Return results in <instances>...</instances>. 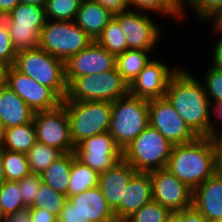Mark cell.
Here are the masks:
<instances>
[{
    "mask_svg": "<svg viewBox=\"0 0 222 222\" xmlns=\"http://www.w3.org/2000/svg\"><path fill=\"white\" fill-rule=\"evenodd\" d=\"M200 81L180 67L171 77L165 97L198 137L214 138L222 132L215 128L216 121L212 123V105Z\"/></svg>",
    "mask_w": 222,
    "mask_h": 222,
    "instance_id": "obj_1",
    "label": "cell"
},
{
    "mask_svg": "<svg viewBox=\"0 0 222 222\" xmlns=\"http://www.w3.org/2000/svg\"><path fill=\"white\" fill-rule=\"evenodd\" d=\"M166 168L193 191L215 173L212 138L174 145Z\"/></svg>",
    "mask_w": 222,
    "mask_h": 222,
    "instance_id": "obj_2",
    "label": "cell"
},
{
    "mask_svg": "<svg viewBox=\"0 0 222 222\" xmlns=\"http://www.w3.org/2000/svg\"><path fill=\"white\" fill-rule=\"evenodd\" d=\"M148 126V100L128 93L111 102L108 132L122 150L126 149Z\"/></svg>",
    "mask_w": 222,
    "mask_h": 222,
    "instance_id": "obj_3",
    "label": "cell"
},
{
    "mask_svg": "<svg viewBox=\"0 0 222 222\" xmlns=\"http://www.w3.org/2000/svg\"><path fill=\"white\" fill-rule=\"evenodd\" d=\"M13 67L41 85L51 88L62 100L67 96L65 62L41 48L17 52Z\"/></svg>",
    "mask_w": 222,
    "mask_h": 222,
    "instance_id": "obj_4",
    "label": "cell"
},
{
    "mask_svg": "<svg viewBox=\"0 0 222 222\" xmlns=\"http://www.w3.org/2000/svg\"><path fill=\"white\" fill-rule=\"evenodd\" d=\"M62 105L66 108L74 146L86 138L108 132L111 102L62 101Z\"/></svg>",
    "mask_w": 222,
    "mask_h": 222,
    "instance_id": "obj_5",
    "label": "cell"
},
{
    "mask_svg": "<svg viewBox=\"0 0 222 222\" xmlns=\"http://www.w3.org/2000/svg\"><path fill=\"white\" fill-rule=\"evenodd\" d=\"M173 144L150 125L123 150V158L137 171L166 168Z\"/></svg>",
    "mask_w": 222,
    "mask_h": 222,
    "instance_id": "obj_6",
    "label": "cell"
},
{
    "mask_svg": "<svg viewBox=\"0 0 222 222\" xmlns=\"http://www.w3.org/2000/svg\"><path fill=\"white\" fill-rule=\"evenodd\" d=\"M129 93V85L115 67L112 70L75 78L68 85L63 101H105L115 100Z\"/></svg>",
    "mask_w": 222,
    "mask_h": 222,
    "instance_id": "obj_7",
    "label": "cell"
},
{
    "mask_svg": "<svg viewBox=\"0 0 222 222\" xmlns=\"http://www.w3.org/2000/svg\"><path fill=\"white\" fill-rule=\"evenodd\" d=\"M91 42L93 39L75 21L46 20L38 47L65 62Z\"/></svg>",
    "mask_w": 222,
    "mask_h": 222,
    "instance_id": "obj_8",
    "label": "cell"
},
{
    "mask_svg": "<svg viewBox=\"0 0 222 222\" xmlns=\"http://www.w3.org/2000/svg\"><path fill=\"white\" fill-rule=\"evenodd\" d=\"M10 36L16 52L38 48L40 31L45 25V7L18 4L11 11Z\"/></svg>",
    "mask_w": 222,
    "mask_h": 222,
    "instance_id": "obj_9",
    "label": "cell"
},
{
    "mask_svg": "<svg viewBox=\"0 0 222 222\" xmlns=\"http://www.w3.org/2000/svg\"><path fill=\"white\" fill-rule=\"evenodd\" d=\"M148 112L149 125L173 145L189 143L198 137L166 97L149 100Z\"/></svg>",
    "mask_w": 222,
    "mask_h": 222,
    "instance_id": "obj_10",
    "label": "cell"
},
{
    "mask_svg": "<svg viewBox=\"0 0 222 222\" xmlns=\"http://www.w3.org/2000/svg\"><path fill=\"white\" fill-rule=\"evenodd\" d=\"M33 122L38 142L57 148L62 153L75 151L66 108L62 104L53 110L34 112Z\"/></svg>",
    "mask_w": 222,
    "mask_h": 222,
    "instance_id": "obj_11",
    "label": "cell"
},
{
    "mask_svg": "<svg viewBox=\"0 0 222 222\" xmlns=\"http://www.w3.org/2000/svg\"><path fill=\"white\" fill-rule=\"evenodd\" d=\"M149 13L127 10L114 14L124 32L128 49L153 50L163 32Z\"/></svg>",
    "mask_w": 222,
    "mask_h": 222,
    "instance_id": "obj_12",
    "label": "cell"
},
{
    "mask_svg": "<svg viewBox=\"0 0 222 222\" xmlns=\"http://www.w3.org/2000/svg\"><path fill=\"white\" fill-rule=\"evenodd\" d=\"M76 158L84 165L104 172L123 158V150L109 132L86 138L75 146Z\"/></svg>",
    "mask_w": 222,
    "mask_h": 222,
    "instance_id": "obj_13",
    "label": "cell"
},
{
    "mask_svg": "<svg viewBox=\"0 0 222 222\" xmlns=\"http://www.w3.org/2000/svg\"><path fill=\"white\" fill-rule=\"evenodd\" d=\"M6 85L34 112L53 110L63 101L51 88L41 85L13 66L8 68Z\"/></svg>",
    "mask_w": 222,
    "mask_h": 222,
    "instance_id": "obj_14",
    "label": "cell"
},
{
    "mask_svg": "<svg viewBox=\"0 0 222 222\" xmlns=\"http://www.w3.org/2000/svg\"><path fill=\"white\" fill-rule=\"evenodd\" d=\"M149 173L153 201L158 202L170 211H181L192 207L193 191L167 168Z\"/></svg>",
    "mask_w": 222,
    "mask_h": 222,
    "instance_id": "obj_15",
    "label": "cell"
},
{
    "mask_svg": "<svg viewBox=\"0 0 222 222\" xmlns=\"http://www.w3.org/2000/svg\"><path fill=\"white\" fill-rule=\"evenodd\" d=\"M116 57L95 40L65 61V79L69 85L75 78L100 74L115 68Z\"/></svg>",
    "mask_w": 222,
    "mask_h": 222,
    "instance_id": "obj_16",
    "label": "cell"
},
{
    "mask_svg": "<svg viewBox=\"0 0 222 222\" xmlns=\"http://www.w3.org/2000/svg\"><path fill=\"white\" fill-rule=\"evenodd\" d=\"M173 68V69H172ZM169 67L159 60H151L129 84V94L145 100L165 97L171 77L179 67Z\"/></svg>",
    "mask_w": 222,
    "mask_h": 222,
    "instance_id": "obj_17",
    "label": "cell"
},
{
    "mask_svg": "<svg viewBox=\"0 0 222 222\" xmlns=\"http://www.w3.org/2000/svg\"><path fill=\"white\" fill-rule=\"evenodd\" d=\"M152 200L150 173L136 172L129 180L122 200L113 209V214L117 222H124Z\"/></svg>",
    "mask_w": 222,
    "mask_h": 222,
    "instance_id": "obj_18",
    "label": "cell"
},
{
    "mask_svg": "<svg viewBox=\"0 0 222 222\" xmlns=\"http://www.w3.org/2000/svg\"><path fill=\"white\" fill-rule=\"evenodd\" d=\"M192 206L210 222H222V176L214 173L193 190Z\"/></svg>",
    "mask_w": 222,
    "mask_h": 222,
    "instance_id": "obj_19",
    "label": "cell"
},
{
    "mask_svg": "<svg viewBox=\"0 0 222 222\" xmlns=\"http://www.w3.org/2000/svg\"><path fill=\"white\" fill-rule=\"evenodd\" d=\"M137 171L124 159L99 173L98 187L113 210L122 200L126 186Z\"/></svg>",
    "mask_w": 222,
    "mask_h": 222,
    "instance_id": "obj_20",
    "label": "cell"
},
{
    "mask_svg": "<svg viewBox=\"0 0 222 222\" xmlns=\"http://www.w3.org/2000/svg\"><path fill=\"white\" fill-rule=\"evenodd\" d=\"M88 222H117L98 186L68 198Z\"/></svg>",
    "mask_w": 222,
    "mask_h": 222,
    "instance_id": "obj_21",
    "label": "cell"
},
{
    "mask_svg": "<svg viewBox=\"0 0 222 222\" xmlns=\"http://www.w3.org/2000/svg\"><path fill=\"white\" fill-rule=\"evenodd\" d=\"M34 111L7 85L0 88V121L5 128L33 120Z\"/></svg>",
    "mask_w": 222,
    "mask_h": 222,
    "instance_id": "obj_22",
    "label": "cell"
},
{
    "mask_svg": "<svg viewBox=\"0 0 222 222\" xmlns=\"http://www.w3.org/2000/svg\"><path fill=\"white\" fill-rule=\"evenodd\" d=\"M113 16L100 4L91 0H82L74 21L93 40H96Z\"/></svg>",
    "mask_w": 222,
    "mask_h": 222,
    "instance_id": "obj_23",
    "label": "cell"
},
{
    "mask_svg": "<svg viewBox=\"0 0 222 222\" xmlns=\"http://www.w3.org/2000/svg\"><path fill=\"white\" fill-rule=\"evenodd\" d=\"M75 152L63 153L42 174V181L68 198V185Z\"/></svg>",
    "mask_w": 222,
    "mask_h": 222,
    "instance_id": "obj_24",
    "label": "cell"
},
{
    "mask_svg": "<svg viewBox=\"0 0 222 222\" xmlns=\"http://www.w3.org/2000/svg\"><path fill=\"white\" fill-rule=\"evenodd\" d=\"M153 51L154 50L128 49L124 53L116 56L115 67L128 85L151 60L149 54Z\"/></svg>",
    "mask_w": 222,
    "mask_h": 222,
    "instance_id": "obj_25",
    "label": "cell"
},
{
    "mask_svg": "<svg viewBox=\"0 0 222 222\" xmlns=\"http://www.w3.org/2000/svg\"><path fill=\"white\" fill-rule=\"evenodd\" d=\"M36 142V127L32 120L24 125L7 128L2 149L26 154Z\"/></svg>",
    "mask_w": 222,
    "mask_h": 222,
    "instance_id": "obj_26",
    "label": "cell"
},
{
    "mask_svg": "<svg viewBox=\"0 0 222 222\" xmlns=\"http://www.w3.org/2000/svg\"><path fill=\"white\" fill-rule=\"evenodd\" d=\"M99 173L84 165L77 158L73 160L68 185V198L98 186Z\"/></svg>",
    "mask_w": 222,
    "mask_h": 222,
    "instance_id": "obj_27",
    "label": "cell"
},
{
    "mask_svg": "<svg viewBox=\"0 0 222 222\" xmlns=\"http://www.w3.org/2000/svg\"><path fill=\"white\" fill-rule=\"evenodd\" d=\"M62 154L57 148L37 141L26 153L30 172L41 175Z\"/></svg>",
    "mask_w": 222,
    "mask_h": 222,
    "instance_id": "obj_28",
    "label": "cell"
},
{
    "mask_svg": "<svg viewBox=\"0 0 222 222\" xmlns=\"http://www.w3.org/2000/svg\"><path fill=\"white\" fill-rule=\"evenodd\" d=\"M95 41L115 57L128 50L124 32L114 17Z\"/></svg>",
    "mask_w": 222,
    "mask_h": 222,
    "instance_id": "obj_29",
    "label": "cell"
},
{
    "mask_svg": "<svg viewBox=\"0 0 222 222\" xmlns=\"http://www.w3.org/2000/svg\"><path fill=\"white\" fill-rule=\"evenodd\" d=\"M128 6L136 11L152 12L169 18L181 19V9L173 0H127ZM139 9V10H138ZM164 14V15H163Z\"/></svg>",
    "mask_w": 222,
    "mask_h": 222,
    "instance_id": "obj_30",
    "label": "cell"
},
{
    "mask_svg": "<svg viewBox=\"0 0 222 222\" xmlns=\"http://www.w3.org/2000/svg\"><path fill=\"white\" fill-rule=\"evenodd\" d=\"M4 174L8 181H18L29 175V163L25 153L4 150L2 153Z\"/></svg>",
    "mask_w": 222,
    "mask_h": 222,
    "instance_id": "obj_31",
    "label": "cell"
},
{
    "mask_svg": "<svg viewBox=\"0 0 222 222\" xmlns=\"http://www.w3.org/2000/svg\"><path fill=\"white\" fill-rule=\"evenodd\" d=\"M67 196L53 190L49 185L42 182L39 193L37 194L30 208H39L48 210L50 213L58 217L67 201Z\"/></svg>",
    "mask_w": 222,
    "mask_h": 222,
    "instance_id": "obj_32",
    "label": "cell"
},
{
    "mask_svg": "<svg viewBox=\"0 0 222 222\" xmlns=\"http://www.w3.org/2000/svg\"><path fill=\"white\" fill-rule=\"evenodd\" d=\"M82 0H47L46 20L74 21Z\"/></svg>",
    "mask_w": 222,
    "mask_h": 222,
    "instance_id": "obj_33",
    "label": "cell"
},
{
    "mask_svg": "<svg viewBox=\"0 0 222 222\" xmlns=\"http://www.w3.org/2000/svg\"><path fill=\"white\" fill-rule=\"evenodd\" d=\"M185 6L193 8L192 11L197 14V18H200L201 22L210 21L213 23L222 15V0H189L181 8V18L186 15Z\"/></svg>",
    "mask_w": 222,
    "mask_h": 222,
    "instance_id": "obj_34",
    "label": "cell"
},
{
    "mask_svg": "<svg viewBox=\"0 0 222 222\" xmlns=\"http://www.w3.org/2000/svg\"><path fill=\"white\" fill-rule=\"evenodd\" d=\"M0 206L6 215L27 207L20 196L17 181L5 180L0 185Z\"/></svg>",
    "mask_w": 222,
    "mask_h": 222,
    "instance_id": "obj_35",
    "label": "cell"
},
{
    "mask_svg": "<svg viewBox=\"0 0 222 222\" xmlns=\"http://www.w3.org/2000/svg\"><path fill=\"white\" fill-rule=\"evenodd\" d=\"M170 212L168 208L152 200L124 222H166V218Z\"/></svg>",
    "mask_w": 222,
    "mask_h": 222,
    "instance_id": "obj_36",
    "label": "cell"
},
{
    "mask_svg": "<svg viewBox=\"0 0 222 222\" xmlns=\"http://www.w3.org/2000/svg\"><path fill=\"white\" fill-rule=\"evenodd\" d=\"M203 83L204 90L211 105L222 101V69L211 64L207 71Z\"/></svg>",
    "mask_w": 222,
    "mask_h": 222,
    "instance_id": "obj_37",
    "label": "cell"
},
{
    "mask_svg": "<svg viewBox=\"0 0 222 222\" xmlns=\"http://www.w3.org/2000/svg\"><path fill=\"white\" fill-rule=\"evenodd\" d=\"M42 177L39 174L30 173L26 177L18 180V188L20 190V196L23 203L30 207L37 194L39 193L40 186L42 184Z\"/></svg>",
    "mask_w": 222,
    "mask_h": 222,
    "instance_id": "obj_38",
    "label": "cell"
},
{
    "mask_svg": "<svg viewBox=\"0 0 222 222\" xmlns=\"http://www.w3.org/2000/svg\"><path fill=\"white\" fill-rule=\"evenodd\" d=\"M17 52L13 46L9 31L0 29V62L13 66Z\"/></svg>",
    "mask_w": 222,
    "mask_h": 222,
    "instance_id": "obj_39",
    "label": "cell"
},
{
    "mask_svg": "<svg viewBox=\"0 0 222 222\" xmlns=\"http://www.w3.org/2000/svg\"><path fill=\"white\" fill-rule=\"evenodd\" d=\"M57 222H88L76 208V205L67 199L64 208L57 217Z\"/></svg>",
    "mask_w": 222,
    "mask_h": 222,
    "instance_id": "obj_40",
    "label": "cell"
},
{
    "mask_svg": "<svg viewBox=\"0 0 222 222\" xmlns=\"http://www.w3.org/2000/svg\"><path fill=\"white\" fill-rule=\"evenodd\" d=\"M213 33L216 35L221 36L220 38L218 37L216 44L214 46V51L213 56H212V61L214 66L222 69V26L213 22ZM217 33V34H216Z\"/></svg>",
    "mask_w": 222,
    "mask_h": 222,
    "instance_id": "obj_41",
    "label": "cell"
},
{
    "mask_svg": "<svg viewBox=\"0 0 222 222\" xmlns=\"http://www.w3.org/2000/svg\"><path fill=\"white\" fill-rule=\"evenodd\" d=\"M100 4L113 15L129 10L127 0H91Z\"/></svg>",
    "mask_w": 222,
    "mask_h": 222,
    "instance_id": "obj_42",
    "label": "cell"
},
{
    "mask_svg": "<svg viewBox=\"0 0 222 222\" xmlns=\"http://www.w3.org/2000/svg\"><path fill=\"white\" fill-rule=\"evenodd\" d=\"M214 147L215 173L222 176V135L212 138Z\"/></svg>",
    "mask_w": 222,
    "mask_h": 222,
    "instance_id": "obj_43",
    "label": "cell"
},
{
    "mask_svg": "<svg viewBox=\"0 0 222 222\" xmlns=\"http://www.w3.org/2000/svg\"><path fill=\"white\" fill-rule=\"evenodd\" d=\"M32 222H57V217L48 210L30 208Z\"/></svg>",
    "mask_w": 222,
    "mask_h": 222,
    "instance_id": "obj_44",
    "label": "cell"
},
{
    "mask_svg": "<svg viewBox=\"0 0 222 222\" xmlns=\"http://www.w3.org/2000/svg\"><path fill=\"white\" fill-rule=\"evenodd\" d=\"M4 222H32L30 207H25L6 215Z\"/></svg>",
    "mask_w": 222,
    "mask_h": 222,
    "instance_id": "obj_45",
    "label": "cell"
},
{
    "mask_svg": "<svg viewBox=\"0 0 222 222\" xmlns=\"http://www.w3.org/2000/svg\"><path fill=\"white\" fill-rule=\"evenodd\" d=\"M183 222H210L193 206L187 209H183Z\"/></svg>",
    "mask_w": 222,
    "mask_h": 222,
    "instance_id": "obj_46",
    "label": "cell"
},
{
    "mask_svg": "<svg viewBox=\"0 0 222 222\" xmlns=\"http://www.w3.org/2000/svg\"><path fill=\"white\" fill-rule=\"evenodd\" d=\"M11 23H12L11 12L0 10V29L9 31Z\"/></svg>",
    "mask_w": 222,
    "mask_h": 222,
    "instance_id": "obj_47",
    "label": "cell"
},
{
    "mask_svg": "<svg viewBox=\"0 0 222 222\" xmlns=\"http://www.w3.org/2000/svg\"><path fill=\"white\" fill-rule=\"evenodd\" d=\"M19 4V0H0V10L12 11Z\"/></svg>",
    "mask_w": 222,
    "mask_h": 222,
    "instance_id": "obj_48",
    "label": "cell"
},
{
    "mask_svg": "<svg viewBox=\"0 0 222 222\" xmlns=\"http://www.w3.org/2000/svg\"><path fill=\"white\" fill-rule=\"evenodd\" d=\"M166 222H183V210L171 211L166 218Z\"/></svg>",
    "mask_w": 222,
    "mask_h": 222,
    "instance_id": "obj_49",
    "label": "cell"
},
{
    "mask_svg": "<svg viewBox=\"0 0 222 222\" xmlns=\"http://www.w3.org/2000/svg\"><path fill=\"white\" fill-rule=\"evenodd\" d=\"M8 68V65L0 62V88L6 86Z\"/></svg>",
    "mask_w": 222,
    "mask_h": 222,
    "instance_id": "obj_50",
    "label": "cell"
},
{
    "mask_svg": "<svg viewBox=\"0 0 222 222\" xmlns=\"http://www.w3.org/2000/svg\"><path fill=\"white\" fill-rule=\"evenodd\" d=\"M211 112L214 113V115L212 117H216L215 120L218 118V121L221 120L220 122H222V102H217L214 103V107L211 108Z\"/></svg>",
    "mask_w": 222,
    "mask_h": 222,
    "instance_id": "obj_51",
    "label": "cell"
},
{
    "mask_svg": "<svg viewBox=\"0 0 222 222\" xmlns=\"http://www.w3.org/2000/svg\"><path fill=\"white\" fill-rule=\"evenodd\" d=\"M47 0H19L20 4H29L45 7Z\"/></svg>",
    "mask_w": 222,
    "mask_h": 222,
    "instance_id": "obj_52",
    "label": "cell"
},
{
    "mask_svg": "<svg viewBox=\"0 0 222 222\" xmlns=\"http://www.w3.org/2000/svg\"><path fill=\"white\" fill-rule=\"evenodd\" d=\"M2 153H3V149L0 148V185L6 180V177L4 174L3 161H2Z\"/></svg>",
    "mask_w": 222,
    "mask_h": 222,
    "instance_id": "obj_53",
    "label": "cell"
},
{
    "mask_svg": "<svg viewBox=\"0 0 222 222\" xmlns=\"http://www.w3.org/2000/svg\"><path fill=\"white\" fill-rule=\"evenodd\" d=\"M6 128L4 124L0 121V148L3 147L5 141Z\"/></svg>",
    "mask_w": 222,
    "mask_h": 222,
    "instance_id": "obj_54",
    "label": "cell"
},
{
    "mask_svg": "<svg viewBox=\"0 0 222 222\" xmlns=\"http://www.w3.org/2000/svg\"><path fill=\"white\" fill-rule=\"evenodd\" d=\"M176 4H177V6L181 9L184 5H185V3H187L189 0H173Z\"/></svg>",
    "mask_w": 222,
    "mask_h": 222,
    "instance_id": "obj_55",
    "label": "cell"
},
{
    "mask_svg": "<svg viewBox=\"0 0 222 222\" xmlns=\"http://www.w3.org/2000/svg\"><path fill=\"white\" fill-rule=\"evenodd\" d=\"M6 218V214L4 213L3 209L0 206V222H4Z\"/></svg>",
    "mask_w": 222,
    "mask_h": 222,
    "instance_id": "obj_56",
    "label": "cell"
},
{
    "mask_svg": "<svg viewBox=\"0 0 222 222\" xmlns=\"http://www.w3.org/2000/svg\"><path fill=\"white\" fill-rule=\"evenodd\" d=\"M215 23L222 26V15L215 21Z\"/></svg>",
    "mask_w": 222,
    "mask_h": 222,
    "instance_id": "obj_57",
    "label": "cell"
}]
</instances>
